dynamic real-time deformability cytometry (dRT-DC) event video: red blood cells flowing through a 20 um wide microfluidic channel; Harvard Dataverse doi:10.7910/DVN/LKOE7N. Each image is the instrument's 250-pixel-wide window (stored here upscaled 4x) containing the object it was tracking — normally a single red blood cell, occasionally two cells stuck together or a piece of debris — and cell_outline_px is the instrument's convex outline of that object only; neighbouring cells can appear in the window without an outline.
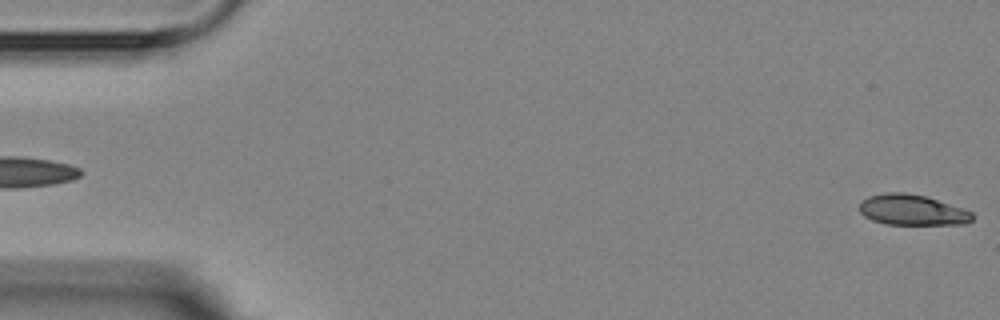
{"species": "Egyptian fruit bat (a non-hibernating species)", "species_latin": "Rousettus aegyptiacus", "temperature_condition": "room temperature", "stored_images_in_passage": 3, "segment_of_instrument_passage": [2, 2], "camera_frame_rate_fps": 3000, "um_per_image_px": 0.085, "animal": {"sex": "female"}, "frame": {"image": 1, "passage_image": 3, "time_ms": 2.333, "image_size_px": [1000, 320], "cell_outline_px": [[972, 220], [968, 224], [884, 224], [872, 220], [864, 216], [860, 212], [860, 200], [868, 196], [888, 192], [904, 192], [924, 196], [964, 208], [972, 212]], "centroid_in_image_um": [77.52, 17.85], "position_along_channel_um": 7.5, "area_um2": 20.17}}